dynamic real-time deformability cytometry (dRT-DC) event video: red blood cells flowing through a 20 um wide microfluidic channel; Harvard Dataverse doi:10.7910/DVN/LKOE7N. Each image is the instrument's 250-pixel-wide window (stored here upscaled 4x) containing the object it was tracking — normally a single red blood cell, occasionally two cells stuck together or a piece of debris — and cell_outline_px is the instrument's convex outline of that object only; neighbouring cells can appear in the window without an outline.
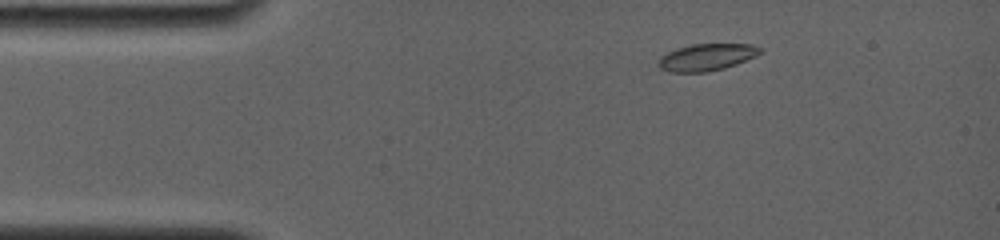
{"species": "common noctule bat (a hibernating species)", "species_latin": "Nyctalus noctula", "temperature_condition": "room temperature", "stored_images_in_passage": 11, "camera_frame_rate_fps": 4000, "um_per_image_px": 0.085, "animal": {"sex": "female", "body_mass_g": 19.0, "forearm_length_mm": 56.7}, "frame": {"image": 1, "passage_image": 3, "time_ms": 1.25, "image_size_px": [1000, 240], "cell_outline_px": [[764, 52], [756, 56], [736, 64], [724, 68], [708, 72], [668, 72], [660, 68], [656, 64], [660, 56], [676, 48], [692, 44], [752, 44], [764, 48]], "centroid_in_image_um": [60.07, 4.86], "position_along_channel_um": 24.9, "area_um2": 16.24}}
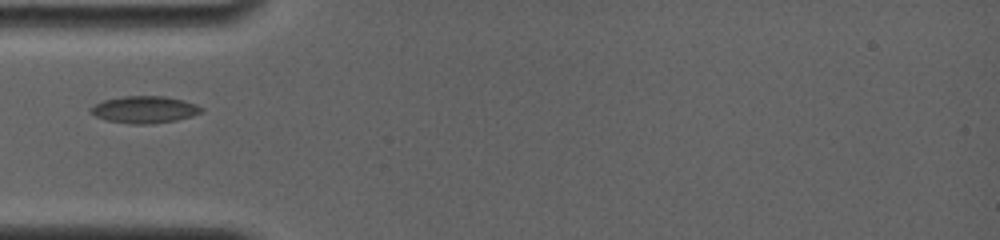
{"frame": {"image": 2, "passage_image": 8, "time_ms": 4.0, "image_size_px": [1000, 240], "cell_outline_px": [[204, 112], [192, 116], [176, 120], [152, 124], [128, 124], [108, 120], [96, 116], [88, 112], [88, 108], [104, 100], [124, 96], [164, 96], [184, 100], [196, 104], [204, 108]], "centroid_in_image_um": [12.3, 9.32], "position_along_channel_um": 72.7, "area_um2": 17.57}}
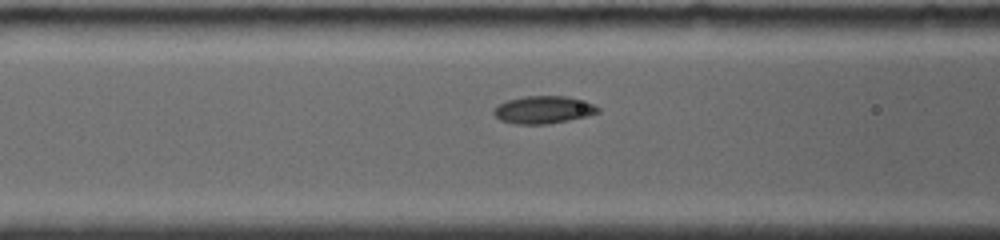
{"frame": {"image": 3, "passage_image": 10, "time_ms": 5.25, "image_size_px": [1000, 240], "cell_outline_px": [[600, 112], [588, 116], [548, 124], [512, 124], [500, 120], [492, 112], [492, 108], [508, 100], [524, 96], [564, 96], [592, 104], [600, 108]], "centroid_in_image_um": [46.15, 9.34], "position_along_channel_um": 120.5, "area_um2": 16.65}}